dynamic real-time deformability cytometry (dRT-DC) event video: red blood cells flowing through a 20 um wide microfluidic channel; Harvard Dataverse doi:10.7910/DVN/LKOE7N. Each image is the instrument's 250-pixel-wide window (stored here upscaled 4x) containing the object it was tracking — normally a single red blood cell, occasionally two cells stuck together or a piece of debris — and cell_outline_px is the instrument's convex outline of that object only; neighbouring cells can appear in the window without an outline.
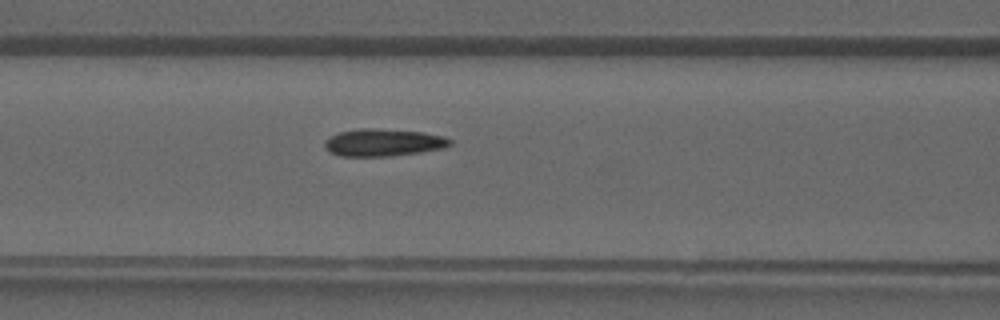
{"species": "common noctule bat (a hibernating species)", "species_latin": "Nyctalus noctula", "temperature_condition": "warm", "stored_images_in_passage": 23, "camera_frame_rate_fps": 3000, "um_per_image_px": 0.085, "animal": {"sex": "male", "forearm_length_mm": 52.5}, "frame": {"image": 1, "passage_image": 8, "time_ms": 2.333, "image_size_px": [1000, 320], "cell_outline_px": [[452, 144], [444, 148], [420, 152], [388, 156], [340, 156], [332, 152], [324, 144], [324, 140], [340, 132], [360, 128], [372, 128], [424, 132], [444, 136], [452, 140]], "centroid_in_image_um": [32.63, 12.11], "position_along_channel_um": 134.0, "area_um2": 19.83}}
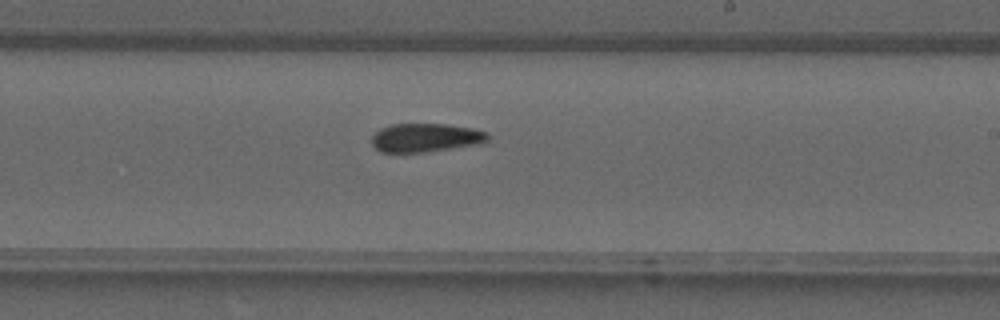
{"frame": {"image": 2, "passage_image": 15, "time_ms": 4.667, "image_size_px": [1000, 320], "cell_outline_px": [[488, 140], [484, 144], [424, 152], [380, 152], [372, 144], [372, 136], [380, 128], [392, 124], [444, 124], [472, 128], [488, 132]], "centroid_in_image_um": [36.21, 11.71], "position_along_channel_um": 252.8, "area_um2": 19.48}}
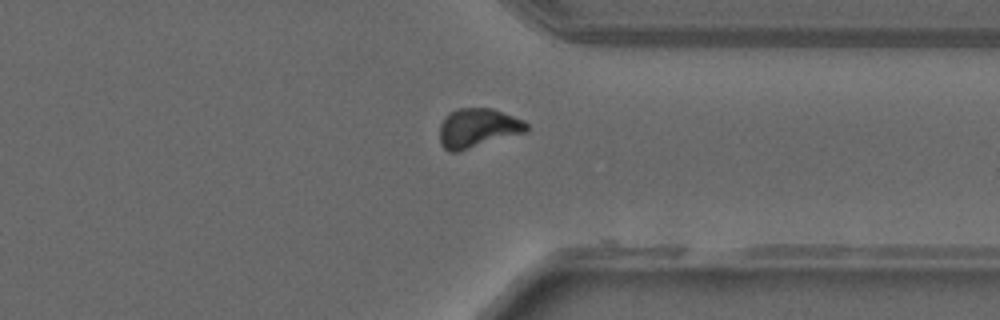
{"frame": {"image": 3, "passage_image": 22, "time_ms": 7.0, "image_size_px": [1000, 320], "cell_outline_px": [[528, 132], [456, 152], [448, 152], [440, 144], [440, 124], [444, 116], [456, 108], [492, 108], [524, 120], [528, 124]], "centroid_in_image_um": [40.61, 10.88], "position_along_channel_um": 370.8, "area_um2": 20.06}}